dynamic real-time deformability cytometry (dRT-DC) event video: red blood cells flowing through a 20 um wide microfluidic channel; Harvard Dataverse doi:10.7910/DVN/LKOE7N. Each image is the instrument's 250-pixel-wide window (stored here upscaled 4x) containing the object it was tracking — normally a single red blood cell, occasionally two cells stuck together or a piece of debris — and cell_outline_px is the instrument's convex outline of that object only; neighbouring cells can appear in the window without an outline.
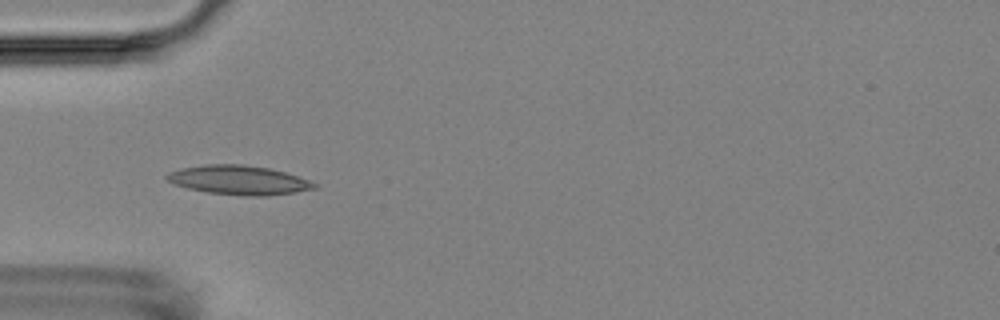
{"species": "Egyptian fruit bat (a non-hibernating species)", "species_latin": "Rousettus aegyptiacus", "temperature_condition": "room temperature", "stored_images_in_passage": 10, "camera_frame_rate_fps": 3000, "um_per_image_px": 0.085, "animal": {"sex": "female"}, "frame": {"image": 1, "passage_image": 4, "time_ms": 3.667, "image_size_px": [1000, 320], "cell_outline_px": [[316, 188], [268, 196], [244, 196], [208, 192], [188, 188], [176, 184], [168, 180], [164, 176], [168, 172], [180, 168], [204, 164], [240, 164], [268, 168], [284, 172], [308, 180], [316, 184]], "centroid_in_image_um": [20.25, 15.3], "position_along_channel_um": 64.8, "area_um2": 24.8}}
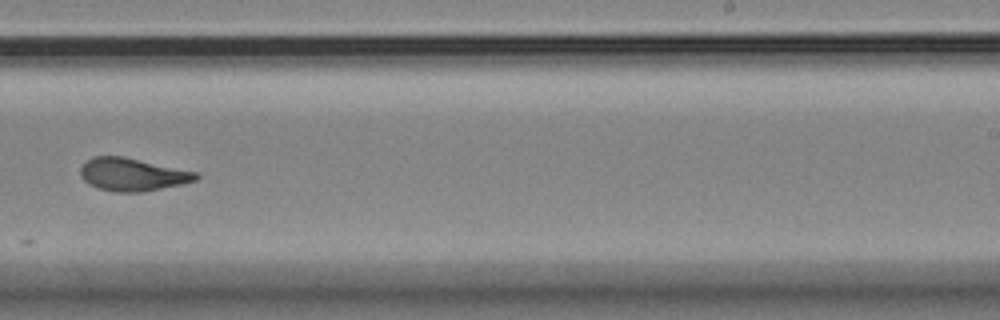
{"frame": {"image": 2, "passage_image": 9, "time_ms": 9.667, "image_size_px": [1000, 320], "cell_outline_px": [[200, 176], [196, 180], [184, 184], [144, 192], [112, 192], [96, 188], [88, 184], [80, 176], [80, 168], [92, 156], [124, 156], [200, 172]], "centroid_in_image_um": [11.29, 14.84], "position_along_channel_um": 277.7, "area_um2": 22.6}}
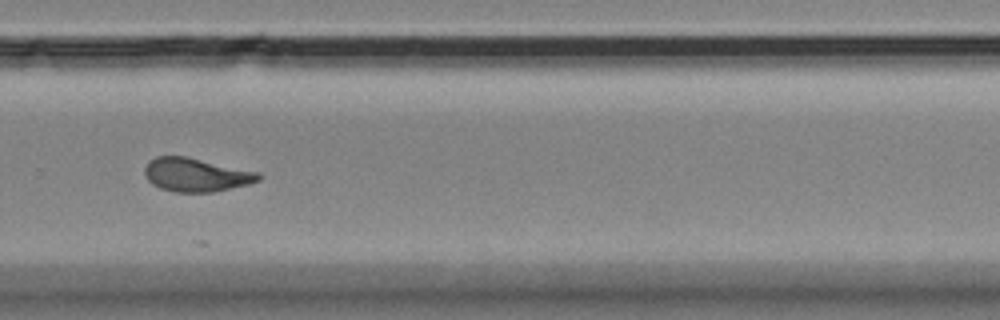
{"frame": {"image": 3, "passage_image": 10, "time_ms": 10.667, "image_size_px": [1000, 320], "cell_outline_px": [[260, 180], [248, 184], [212, 192], [176, 192], [160, 188], [152, 184], [148, 180], [144, 172], [144, 168], [148, 160], [156, 156], [188, 156], [260, 172]], "centroid_in_image_um": [16.65, 14.84], "position_along_channel_um": 313.2, "area_um2": 22.43}}